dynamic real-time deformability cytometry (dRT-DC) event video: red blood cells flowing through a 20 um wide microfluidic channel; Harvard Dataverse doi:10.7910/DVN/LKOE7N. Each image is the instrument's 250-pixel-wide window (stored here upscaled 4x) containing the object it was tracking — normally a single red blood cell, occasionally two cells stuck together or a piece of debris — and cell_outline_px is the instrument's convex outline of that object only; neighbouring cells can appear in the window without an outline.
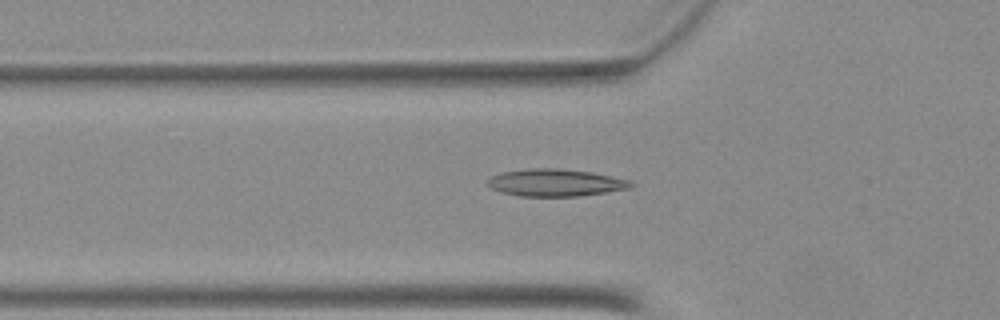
{"species": "Egyptian fruit bat (a non-hibernating species)", "species_latin": "Rousettus aegyptiacus", "temperature_condition": "warm", "stored_images_in_passage": 28, "camera_frame_rate_fps": 3000, "um_per_image_px": 0.085, "animal": {"sex": "female"}, "frame": {"image": 1, "passage_image": 2, "time_ms": 0.333, "image_size_px": [1000, 320], "cell_outline_px": [[632, 184], [628, 188], [604, 192], [576, 196], [520, 196], [504, 192], [492, 188], [484, 180], [500, 172], [528, 168], [560, 168], [592, 172], [628, 180]], "centroid_in_image_um": [47.13, 15.51], "position_along_channel_um": 78.7, "area_um2": 22.48}}
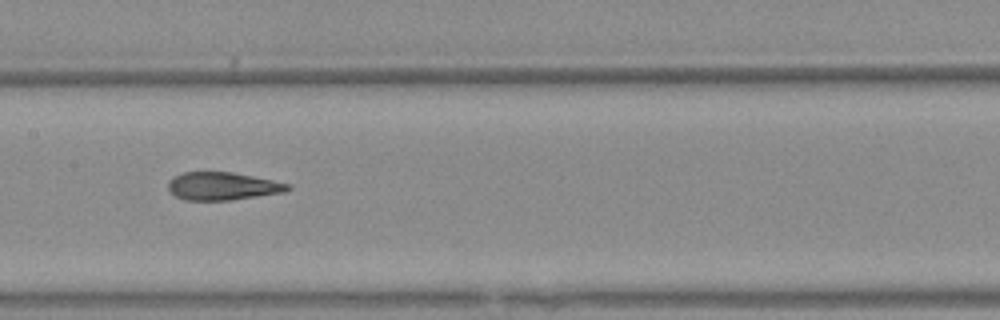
{"frame": {"image": 2, "passage_image": 10, "time_ms": 3.0, "image_size_px": [1000, 320], "cell_outline_px": [[292, 188], [284, 192], [228, 200], [184, 200], [176, 196], [168, 188], [168, 180], [184, 172], [232, 172], [272, 180], [288, 184]], "centroid_in_image_um": [18.89, 15.82], "position_along_channel_um": 188.5, "area_um2": 19.13}}
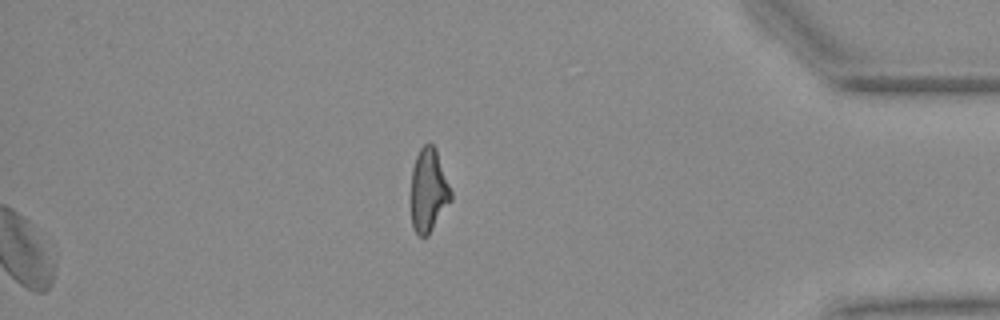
{"frame": {"image": 3, "passage_image": 28, "time_ms": 9.0, "image_size_px": [1000, 320], "cell_outline_px": [[452, 200], [428, 236], [420, 236], [416, 232], [412, 224], [412, 168], [416, 156], [420, 148], [424, 144], [432, 144], [436, 148], [452, 192]], "centroid_in_image_um": [36.45, 16.17], "position_along_channel_um": 398.8, "area_um2": 19.31}}